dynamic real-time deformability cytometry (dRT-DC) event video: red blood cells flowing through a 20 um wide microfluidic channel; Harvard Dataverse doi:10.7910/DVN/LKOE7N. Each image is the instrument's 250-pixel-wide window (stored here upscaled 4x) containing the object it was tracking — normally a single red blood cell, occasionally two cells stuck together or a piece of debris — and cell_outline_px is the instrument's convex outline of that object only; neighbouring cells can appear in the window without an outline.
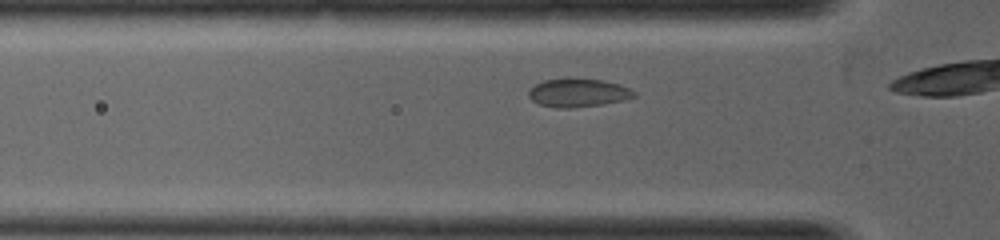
{"species": "common noctule bat (a hibernating species)", "species_latin": "Nyctalus noctula", "temperature_condition": "warm", "stored_images_in_passage": 8, "camera_frame_rate_fps": 5000, "um_per_image_px": 0.085, "animal": {"sex": "female", "body_mass_g": 19.0, "forearm_length_mm": 53.3}, "frame": {"image": 1, "passage_image": 4, "time_ms": 0.6, "image_size_px": [1000, 240], "cell_outline_px": [[636, 96], [624, 100], [604, 104], [572, 108], [556, 108], [540, 104], [532, 100], [528, 96], [528, 88], [544, 80], [564, 76], [568, 76], [604, 80], [620, 84], [636, 92]], "centroid_in_image_um": [49.12, 7.85], "position_along_channel_um": 76.7, "area_um2": 18.09}}